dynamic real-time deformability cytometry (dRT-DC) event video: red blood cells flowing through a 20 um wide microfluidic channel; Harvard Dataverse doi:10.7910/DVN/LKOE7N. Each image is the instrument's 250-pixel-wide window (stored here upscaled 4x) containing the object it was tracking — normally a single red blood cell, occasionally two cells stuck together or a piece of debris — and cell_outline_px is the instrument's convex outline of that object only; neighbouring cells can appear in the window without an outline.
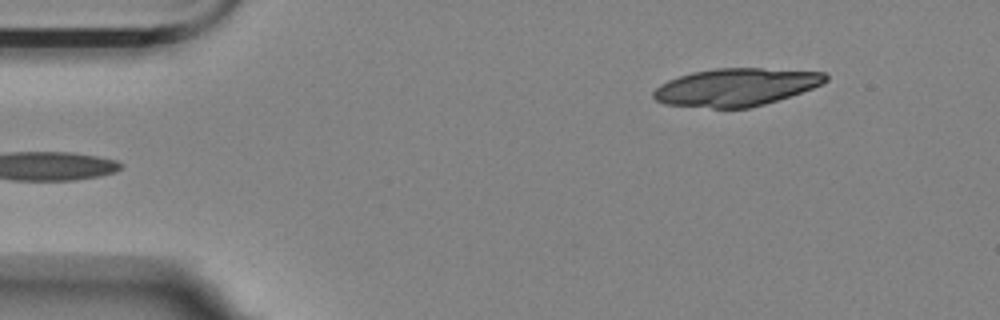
{"species": "Egyptian fruit bat (a non-hibernating species)", "species_latin": "Rousettus aegyptiacus", "temperature_condition": "room temperature", "stored_images_in_passage": 6, "segment_of_instrument_passage": [2, 2], "camera_frame_rate_fps": 3000, "um_per_image_px": 0.085, "animal": {"sex": "female"}, "frame": {"image": 1, "passage_image": 6, "time_ms": 5.667, "image_size_px": [1000, 320], "cell_outline_px": [[828, 80], [812, 88], [764, 104], [748, 108], [712, 108], [664, 104], [656, 100], [652, 96], [652, 92], [660, 84], [668, 80], [692, 72], [716, 68], [764, 68], [824, 72], [828, 76]], "centroid_in_image_um": [62.52, 7.4], "position_along_channel_um": 22.5, "area_um2": 37.63}}